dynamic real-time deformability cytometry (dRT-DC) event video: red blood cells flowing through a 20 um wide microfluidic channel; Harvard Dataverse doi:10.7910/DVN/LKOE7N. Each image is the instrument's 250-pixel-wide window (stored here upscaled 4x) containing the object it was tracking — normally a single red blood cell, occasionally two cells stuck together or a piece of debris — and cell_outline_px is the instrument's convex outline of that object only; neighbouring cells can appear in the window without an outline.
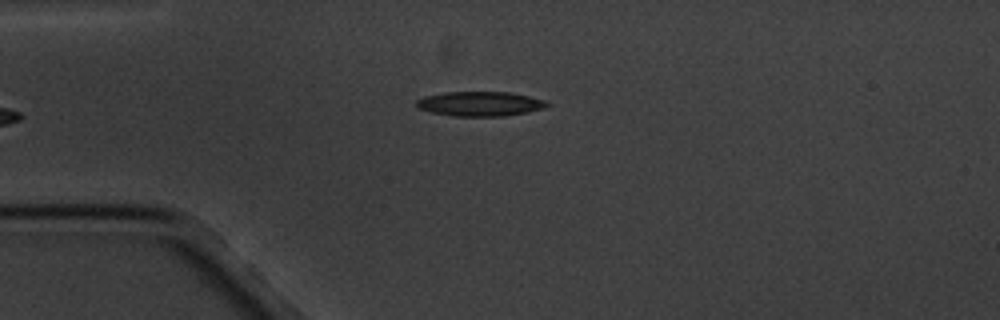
{"species": "common noctule bat (a hibernating species)", "species_latin": "Nyctalus noctula", "temperature_condition": "cold", "stored_images_in_passage": 5, "camera_frame_rate_fps": 3000, "um_per_image_px": 0.085, "animal": {"sex": "male", "body_mass_g": 20.1, "forearm_length_mm": 53.5}, "frame": {"image": 1, "passage_image": 5, "time_ms": 4.667, "image_size_px": [1000, 320], "cell_outline_px": [[552, 104], [544, 108], [528, 112], [504, 116], [456, 116], [432, 112], [416, 108], [416, 100], [424, 96], [444, 92], [508, 92], [528, 96], [544, 100]], "centroid_in_image_um": [40.8, 8.82], "position_along_channel_um": 44.2, "area_um2": 18.73}}